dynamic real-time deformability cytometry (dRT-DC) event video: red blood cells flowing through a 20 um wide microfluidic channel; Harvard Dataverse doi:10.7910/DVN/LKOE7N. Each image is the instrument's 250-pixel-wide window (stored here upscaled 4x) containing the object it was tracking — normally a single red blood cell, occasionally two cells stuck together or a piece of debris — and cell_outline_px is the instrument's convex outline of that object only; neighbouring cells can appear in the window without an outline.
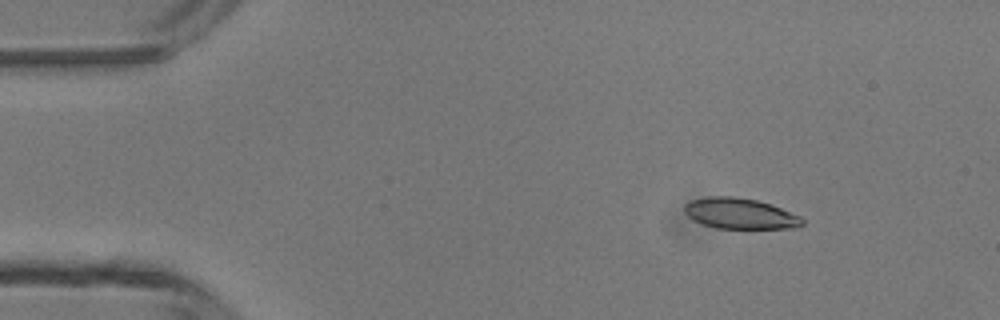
{"species": "common noctule bat (a hibernating species)", "species_latin": "Nyctalus noctula", "temperature_condition": "room temperature", "stored_images_in_passage": 3, "camera_frame_rate_fps": 3000, "um_per_image_px": 0.085, "animal": {"sex": "male", "body_mass_g": 13.3}, "frame": {"image": 1, "passage_image": 1, "time_ms": 0.0, "image_size_px": [1000, 320], "cell_outline_px": [[804, 224], [800, 228], [716, 228], [692, 220], [684, 212], [684, 204], [692, 200], [712, 196], [732, 196], [756, 200], [772, 204], [800, 216], [804, 220]], "centroid_in_image_um": [62.92, 18.15], "position_along_channel_um": 22.1, "area_um2": 21.15}}